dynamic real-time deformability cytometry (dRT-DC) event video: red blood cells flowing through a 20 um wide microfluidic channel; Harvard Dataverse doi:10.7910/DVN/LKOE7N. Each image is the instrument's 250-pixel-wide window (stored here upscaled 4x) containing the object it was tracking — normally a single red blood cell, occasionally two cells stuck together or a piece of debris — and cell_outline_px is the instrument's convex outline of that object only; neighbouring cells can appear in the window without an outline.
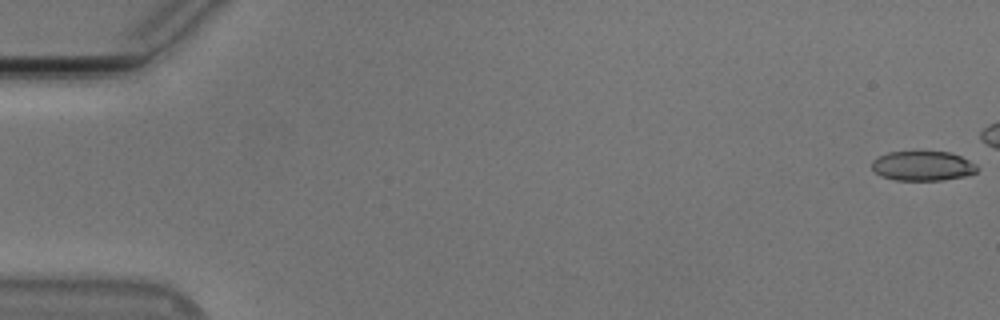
{"species": "Egyptian fruit bat (a non-hibernating species)", "species_latin": "Rousettus aegyptiacus", "temperature_condition": "cold", "stored_images_in_passage": 12, "camera_frame_rate_fps": 3000, "um_per_image_px": 0.085, "animal": {"sex": "male"}, "frame": {"image": 1, "passage_image": 1, "time_ms": 0.0, "image_size_px": [1000, 320], "cell_outline_px": [[980, 168], [976, 172], [964, 176], [944, 180], [896, 180], [884, 176], [876, 172], [872, 168], [872, 160], [888, 152], [948, 152], [960, 156], [976, 164]], "centroid_in_image_um": [78.46, 14.1], "position_along_channel_um": 6.5, "area_um2": 17.98}}